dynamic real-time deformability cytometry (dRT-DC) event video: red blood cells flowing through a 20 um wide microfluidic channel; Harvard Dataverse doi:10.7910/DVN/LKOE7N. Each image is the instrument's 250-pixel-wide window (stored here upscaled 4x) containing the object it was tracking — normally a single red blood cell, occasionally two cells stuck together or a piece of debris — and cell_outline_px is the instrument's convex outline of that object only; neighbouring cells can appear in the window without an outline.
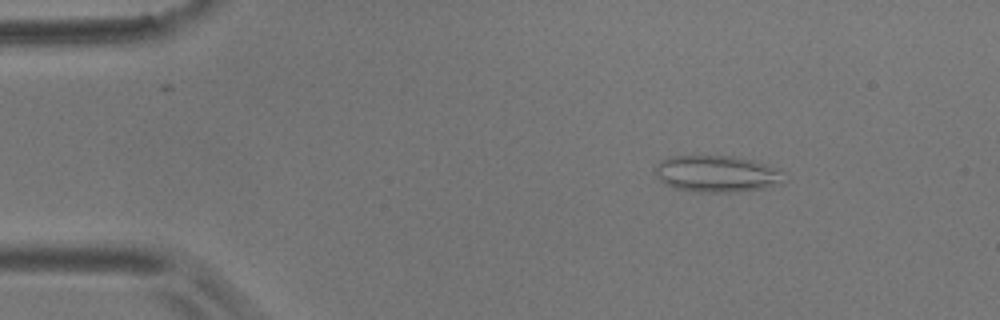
{"species": "common noctule bat (a hibernating species)", "species_latin": "Nyctalus noctula", "temperature_condition": "room temperature", "stored_images_in_passage": 55, "camera_frame_rate_fps": 3000, "um_per_image_px": 0.085, "animal": {"sex": "male", "body_mass_g": 17.9}, "frame": {"image": 1, "passage_image": 7, "time_ms": 2.0, "image_size_px": [1000, 320], "cell_outline_px": [[788, 180], [784, 184], [764, 188], [736, 192], [696, 192], [676, 188], [664, 184], [656, 176], [656, 164], [660, 160], [668, 156], [732, 156], [752, 160], [780, 168], [784, 172]], "centroid_in_image_um": [61.0, 14.78], "position_along_channel_um": 24.0, "area_um2": 28.09}}
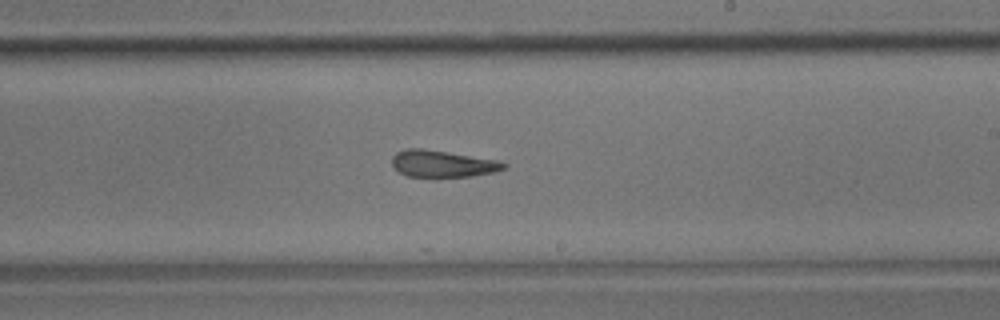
{"frame": {"image": 2, "passage_image": 32, "time_ms": 10.333, "image_size_px": [1000, 320], "cell_outline_px": [[508, 168], [496, 172], [472, 176], [408, 176], [392, 168], [392, 156], [396, 152], [404, 148], [424, 148], [500, 160], [508, 164]], "centroid_in_image_um": [37.65, 13.9], "position_along_channel_um": 251.4, "area_um2": 17.74}}
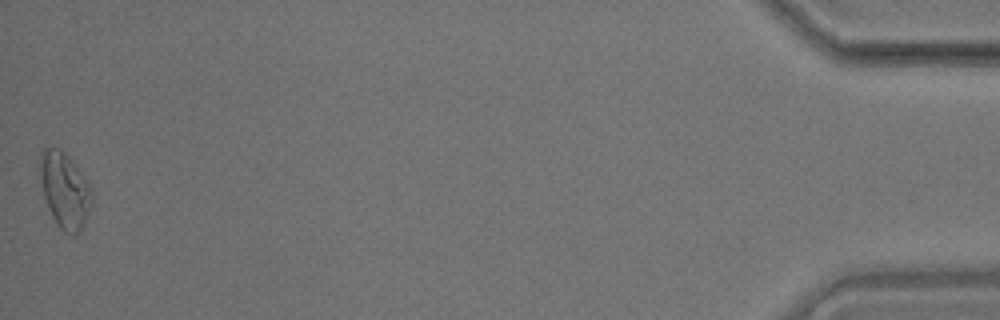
{"frame": {"image": 3, "passage_image": 55, "time_ms": 18.0, "image_size_px": [1000, 320], "cell_outline_px": [[92, 204], [84, 224], [72, 236], [64, 232], [56, 224], [48, 208], [44, 196], [36, 168], [40, 152], [44, 148], [60, 148], [72, 160], [84, 176], [88, 184], [92, 196]], "centroid_in_image_um": [5.44, 16.12], "position_along_channel_um": 429.8, "area_um2": 23.18}, "authors_computed_cell_mechanics": {"area_um2": 19.363, "velocity_mm_per_s": 3.5506, "shape_relaxation_time_tau1_ms": null, "shape_relaxation_time_tau2_ms": 3.6756, "deformation_change_tau1": null, "deformation_change_tau2": 0.1439}}